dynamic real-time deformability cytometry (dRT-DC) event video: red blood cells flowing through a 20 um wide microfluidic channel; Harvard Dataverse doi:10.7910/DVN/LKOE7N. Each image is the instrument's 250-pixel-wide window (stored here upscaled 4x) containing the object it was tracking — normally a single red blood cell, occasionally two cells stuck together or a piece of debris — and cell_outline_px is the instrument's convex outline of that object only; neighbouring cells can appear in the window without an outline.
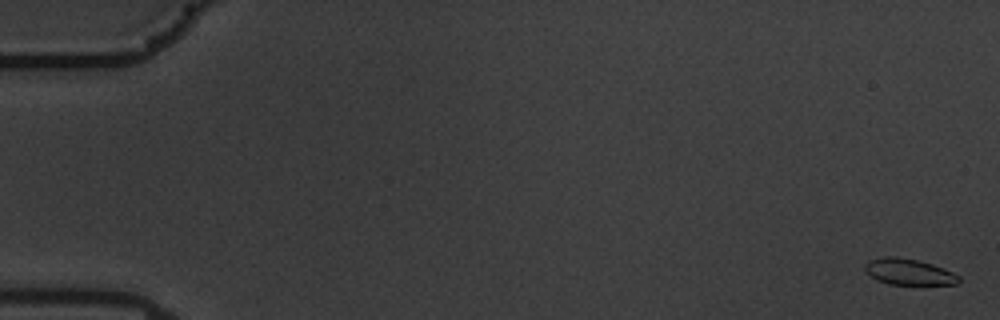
{"species": "common noctule bat (a hibernating species)", "species_latin": "Nyctalus noctula", "temperature_condition": "warm", "stored_images_in_passage": 60, "camera_frame_rate_fps": 3000, "um_per_image_px": 0.085, "animal": {"sex": "male", "body_mass_g": 19.5, "forearm_length_mm": 54.6}, "frame": {"image": 1, "passage_image": 2, "time_ms": 0.333, "image_size_px": [1000, 320], "cell_outline_px": [[960, 280], [956, 284], [888, 284], [876, 280], [864, 268], [864, 264], [868, 260], [884, 256], [896, 256], [916, 260], [932, 264], [944, 268], [960, 276]], "centroid_in_image_um": [77.23, 23.1], "position_along_channel_um": 7.8, "area_um2": 14.22}}
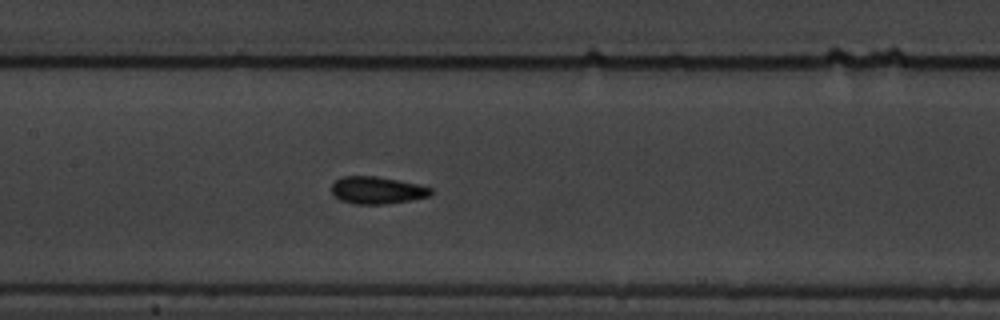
{"frame": {"image": 2, "passage_image": 30, "time_ms": 9.667, "image_size_px": [1000, 320], "cell_outline_px": [[432, 196], [384, 204], [352, 204], [340, 200], [332, 192], [332, 184], [340, 176], [376, 176], [416, 184], [432, 188]], "centroid_in_image_um": [32.03, 16.17], "position_along_channel_um": 175.4, "area_um2": 15.66}}
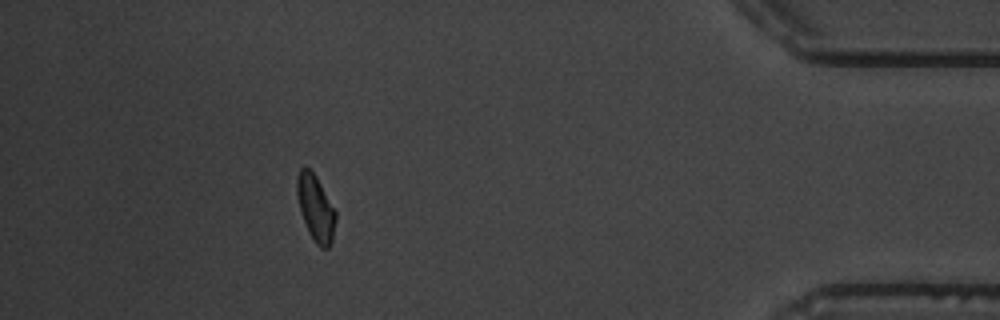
{"frame": {"image": 3, "passage_image": 54, "time_ms": 17.667, "image_size_px": [1000, 320], "cell_outline_px": [[336, 220], [332, 240], [328, 248], [320, 248], [316, 244], [308, 232], [300, 212], [296, 196], [296, 176], [300, 168], [308, 168], [316, 176], [336, 212]], "centroid_in_image_um": [26.8, 17.69], "position_along_channel_um": 408.4, "area_um2": 14.97}, "authors_computed_cell_mechanics": {"area_um2": 14.9991, "velocity_mm_per_s": 3.511, "shape_relaxation_time_tau1_ms": 3.0865, "shape_relaxation_time_tau2_ms": 1.6013, "deformation_change_tau1": 0.0862, "deformation_change_tau2": 0.0529}}